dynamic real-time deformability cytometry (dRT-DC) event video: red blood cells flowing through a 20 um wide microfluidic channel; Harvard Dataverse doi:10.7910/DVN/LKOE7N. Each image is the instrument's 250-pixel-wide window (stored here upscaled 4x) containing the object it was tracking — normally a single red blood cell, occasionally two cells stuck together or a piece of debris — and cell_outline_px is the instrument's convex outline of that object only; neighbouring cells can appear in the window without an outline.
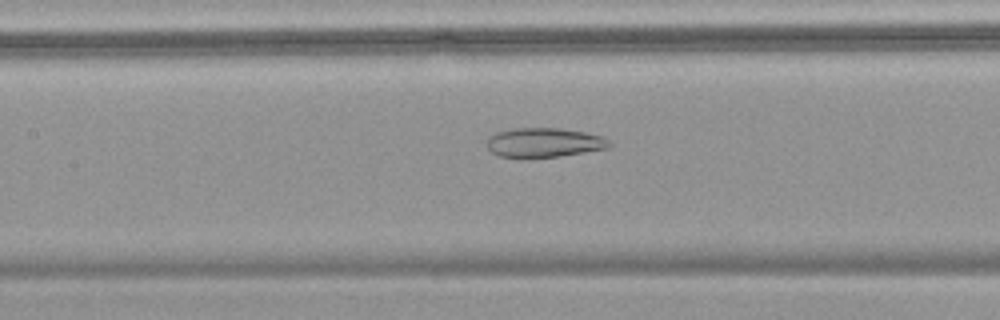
{"species": "common noctule bat (a hibernating species)", "species_latin": "Nyctalus noctula", "temperature_condition": "warm", "stored_images_in_passage": 65, "camera_frame_rate_fps": 3000, "um_per_image_px": 0.085, "animal": {"sex": "female", "body_mass_g": 18.4}, "frame": {"image": 1, "passage_image": 31, "time_ms": 10.0, "image_size_px": [1000, 320], "cell_outline_px": [[612, 144], [608, 148], [560, 156], [528, 160], [500, 156], [492, 152], [488, 148], [488, 136], [496, 132], [516, 128], [560, 128], [584, 132], [604, 136]], "centroid_in_image_um": [46.23, 12.14], "position_along_channel_um": 161.2, "area_um2": 21.44}}
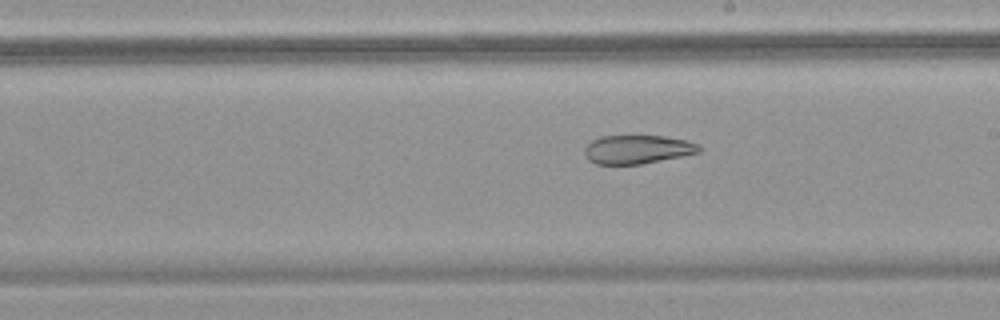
{"frame": {"image": 2, "passage_image": 38, "time_ms": 12.333, "image_size_px": [1000, 320], "cell_outline_px": [[700, 152], [684, 156], [640, 164], [596, 164], [588, 160], [584, 152], [584, 148], [592, 140], [600, 136], [664, 136], [688, 140], [700, 144]], "centroid_in_image_um": [54.2, 12.7], "position_along_channel_um": 234.8, "area_um2": 19.25}}
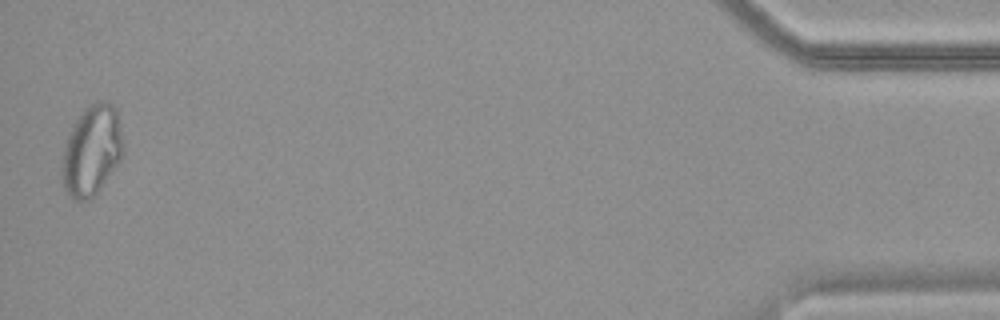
{"frame": {"image": 3, "passage_image": 64, "time_ms": 21.0, "image_size_px": [1000, 320], "cell_outline_px": [[124, 152], [120, 160], [100, 188], [88, 200], [72, 200], [68, 196], [64, 188], [60, 176], [64, 148], [72, 124], [84, 108], [88, 104], [100, 100], [104, 100], [112, 104], [116, 108], [124, 148]], "centroid_in_image_um": [7.77, 12.78], "position_along_channel_um": 427.4, "area_um2": 32.37}}